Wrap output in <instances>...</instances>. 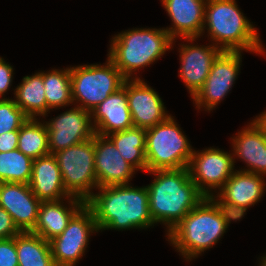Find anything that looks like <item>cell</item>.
Here are the masks:
<instances>
[{"mask_svg":"<svg viewBox=\"0 0 266 266\" xmlns=\"http://www.w3.org/2000/svg\"><path fill=\"white\" fill-rule=\"evenodd\" d=\"M86 201L93 211L98 230L147 229L154 226L149 213L147 186L130 184L98 187Z\"/></svg>","mask_w":266,"mask_h":266,"instance_id":"6da1fadb","label":"cell"},{"mask_svg":"<svg viewBox=\"0 0 266 266\" xmlns=\"http://www.w3.org/2000/svg\"><path fill=\"white\" fill-rule=\"evenodd\" d=\"M155 179L147 190L149 213L166 225L167 234L205 197L191 180L188 168L149 171Z\"/></svg>","mask_w":266,"mask_h":266,"instance_id":"7a4b0ae2","label":"cell"},{"mask_svg":"<svg viewBox=\"0 0 266 266\" xmlns=\"http://www.w3.org/2000/svg\"><path fill=\"white\" fill-rule=\"evenodd\" d=\"M240 11L236 0H207L204 25L210 41L222 51L266 53L256 27Z\"/></svg>","mask_w":266,"mask_h":266,"instance_id":"3957f363","label":"cell"},{"mask_svg":"<svg viewBox=\"0 0 266 266\" xmlns=\"http://www.w3.org/2000/svg\"><path fill=\"white\" fill-rule=\"evenodd\" d=\"M110 45L108 57L122 75L126 79H140L135 73L172 49L174 40L164 28H133L114 35Z\"/></svg>","mask_w":266,"mask_h":266,"instance_id":"277c9868","label":"cell"},{"mask_svg":"<svg viewBox=\"0 0 266 266\" xmlns=\"http://www.w3.org/2000/svg\"><path fill=\"white\" fill-rule=\"evenodd\" d=\"M227 225L215 204L208 198L193 208L167 234L174 248L187 261L212 248L222 238Z\"/></svg>","mask_w":266,"mask_h":266,"instance_id":"5b68a950","label":"cell"},{"mask_svg":"<svg viewBox=\"0 0 266 266\" xmlns=\"http://www.w3.org/2000/svg\"><path fill=\"white\" fill-rule=\"evenodd\" d=\"M181 130L172 115L146 129L147 172L188 168L194 149Z\"/></svg>","mask_w":266,"mask_h":266,"instance_id":"8992f818","label":"cell"},{"mask_svg":"<svg viewBox=\"0 0 266 266\" xmlns=\"http://www.w3.org/2000/svg\"><path fill=\"white\" fill-rule=\"evenodd\" d=\"M107 58L104 65L85 64L70 67L73 104L77 102L78 107L91 112L110 94L123 87L126 78L113 61Z\"/></svg>","mask_w":266,"mask_h":266,"instance_id":"52a82bcc","label":"cell"},{"mask_svg":"<svg viewBox=\"0 0 266 266\" xmlns=\"http://www.w3.org/2000/svg\"><path fill=\"white\" fill-rule=\"evenodd\" d=\"M66 191L85 202L98 188L95 173L94 137L55 154ZM96 188V189H95Z\"/></svg>","mask_w":266,"mask_h":266,"instance_id":"ba28073f","label":"cell"},{"mask_svg":"<svg viewBox=\"0 0 266 266\" xmlns=\"http://www.w3.org/2000/svg\"><path fill=\"white\" fill-rule=\"evenodd\" d=\"M99 232L93 211L85 204L69 221L67 228L49 241L56 266H75L85 254L92 233Z\"/></svg>","mask_w":266,"mask_h":266,"instance_id":"9c48e42d","label":"cell"},{"mask_svg":"<svg viewBox=\"0 0 266 266\" xmlns=\"http://www.w3.org/2000/svg\"><path fill=\"white\" fill-rule=\"evenodd\" d=\"M235 160L233 153L214 147L203 149L201 152L193 150L188 166L191 180L205 197L212 192L217 193L236 171Z\"/></svg>","mask_w":266,"mask_h":266,"instance_id":"30bf717a","label":"cell"},{"mask_svg":"<svg viewBox=\"0 0 266 266\" xmlns=\"http://www.w3.org/2000/svg\"><path fill=\"white\" fill-rule=\"evenodd\" d=\"M241 51H222L212 64L203 87L192 98L197 109L212 111L230 92L240 72Z\"/></svg>","mask_w":266,"mask_h":266,"instance_id":"8fae6325","label":"cell"},{"mask_svg":"<svg viewBox=\"0 0 266 266\" xmlns=\"http://www.w3.org/2000/svg\"><path fill=\"white\" fill-rule=\"evenodd\" d=\"M45 124L50 154L92 139L95 135L91 112L78 106L71 107L57 117L45 121Z\"/></svg>","mask_w":266,"mask_h":266,"instance_id":"7c38bea8","label":"cell"},{"mask_svg":"<svg viewBox=\"0 0 266 266\" xmlns=\"http://www.w3.org/2000/svg\"><path fill=\"white\" fill-rule=\"evenodd\" d=\"M126 92L134 127L149 129L170 116L160 95L141 78L126 79Z\"/></svg>","mask_w":266,"mask_h":266,"instance_id":"4fadbf2b","label":"cell"},{"mask_svg":"<svg viewBox=\"0 0 266 266\" xmlns=\"http://www.w3.org/2000/svg\"><path fill=\"white\" fill-rule=\"evenodd\" d=\"M189 44H180V70L179 77L189 90L192 98L203 87L207 76L210 73L212 64L222 50L213 44L194 45L197 38H181ZM193 43V45H191Z\"/></svg>","mask_w":266,"mask_h":266,"instance_id":"5bb4252c","label":"cell"},{"mask_svg":"<svg viewBox=\"0 0 266 266\" xmlns=\"http://www.w3.org/2000/svg\"><path fill=\"white\" fill-rule=\"evenodd\" d=\"M95 173L98 187L130 184L135 171L107 137L94 135Z\"/></svg>","mask_w":266,"mask_h":266,"instance_id":"9a60e30c","label":"cell"},{"mask_svg":"<svg viewBox=\"0 0 266 266\" xmlns=\"http://www.w3.org/2000/svg\"><path fill=\"white\" fill-rule=\"evenodd\" d=\"M40 203L29 184L0 182V207L10 214L21 232L34 229Z\"/></svg>","mask_w":266,"mask_h":266,"instance_id":"2e32d148","label":"cell"},{"mask_svg":"<svg viewBox=\"0 0 266 266\" xmlns=\"http://www.w3.org/2000/svg\"><path fill=\"white\" fill-rule=\"evenodd\" d=\"M206 1L161 0L173 22L171 27L164 29L174 41L179 37L199 39L202 36Z\"/></svg>","mask_w":266,"mask_h":266,"instance_id":"e0dca14e","label":"cell"},{"mask_svg":"<svg viewBox=\"0 0 266 266\" xmlns=\"http://www.w3.org/2000/svg\"><path fill=\"white\" fill-rule=\"evenodd\" d=\"M91 118L95 134L101 136L134 127L127 102L126 80L122 88L91 111Z\"/></svg>","mask_w":266,"mask_h":266,"instance_id":"ac0fdd59","label":"cell"},{"mask_svg":"<svg viewBox=\"0 0 266 266\" xmlns=\"http://www.w3.org/2000/svg\"><path fill=\"white\" fill-rule=\"evenodd\" d=\"M65 200L69 202V207L64 205ZM85 204L84 200L74 196L57 201H41L37 223L31 232L49 242L67 228L69 221Z\"/></svg>","mask_w":266,"mask_h":266,"instance_id":"d6986e66","label":"cell"},{"mask_svg":"<svg viewBox=\"0 0 266 266\" xmlns=\"http://www.w3.org/2000/svg\"><path fill=\"white\" fill-rule=\"evenodd\" d=\"M30 189L40 201H57L71 197L66 191L54 154L33 159Z\"/></svg>","mask_w":266,"mask_h":266,"instance_id":"ffe728a7","label":"cell"},{"mask_svg":"<svg viewBox=\"0 0 266 266\" xmlns=\"http://www.w3.org/2000/svg\"><path fill=\"white\" fill-rule=\"evenodd\" d=\"M232 138L233 157L242 159L248 169H239L257 175H266V135L254 123H249Z\"/></svg>","mask_w":266,"mask_h":266,"instance_id":"44dd1931","label":"cell"},{"mask_svg":"<svg viewBox=\"0 0 266 266\" xmlns=\"http://www.w3.org/2000/svg\"><path fill=\"white\" fill-rule=\"evenodd\" d=\"M264 177L236 170L217 193L226 202L248 209L264 196L266 190Z\"/></svg>","mask_w":266,"mask_h":266,"instance_id":"7402d4cb","label":"cell"},{"mask_svg":"<svg viewBox=\"0 0 266 266\" xmlns=\"http://www.w3.org/2000/svg\"><path fill=\"white\" fill-rule=\"evenodd\" d=\"M14 101L28 118L47 115L43 72L25 76L14 90Z\"/></svg>","mask_w":266,"mask_h":266,"instance_id":"603a6c76","label":"cell"},{"mask_svg":"<svg viewBox=\"0 0 266 266\" xmlns=\"http://www.w3.org/2000/svg\"><path fill=\"white\" fill-rule=\"evenodd\" d=\"M119 150L125 161L136 170L147 172L146 129L132 127L107 135Z\"/></svg>","mask_w":266,"mask_h":266,"instance_id":"cb8c5ba5","label":"cell"},{"mask_svg":"<svg viewBox=\"0 0 266 266\" xmlns=\"http://www.w3.org/2000/svg\"><path fill=\"white\" fill-rule=\"evenodd\" d=\"M18 266H56L50 243L31 231L15 236Z\"/></svg>","mask_w":266,"mask_h":266,"instance_id":"d4e9b609","label":"cell"},{"mask_svg":"<svg viewBox=\"0 0 266 266\" xmlns=\"http://www.w3.org/2000/svg\"><path fill=\"white\" fill-rule=\"evenodd\" d=\"M45 98L47 102V114L49 110L60 109L73 105L70 68L52 69L46 73L43 71Z\"/></svg>","mask_w":266,"mask_h":266,"instance_id":"484cf974","label":"cell"},{"mask_svg":"<svg viewBox=\"0 0 266 266\" xmlns=\"http://www.w3.org/2000/svg\"><path fill=\"white\" fill-rule=\"evenodd\" d=\"M37 119L28 118L19 129L18 136L17 149L32 159L50 154L47 126Z\"/></svg>","mask_w":266,"mask_h":266,"instance_id":"4316f807","label":"cell"},{"mask_svg":"<svg viewBox=\"0 0 266 266\" xmlns=\"http://www.w3.org/2000/svg\"><path fill=\"white\" fill-rule=\"evenodd\" d=\"M33 159L18 149L0 152V182L29 184Z\"/></svg>","mask_w":266,"mask_h":266,"instance_id":"83f0119b","label":"cell"},{"mask_svg":"<svg viewBox=\"0 0 266 266\" xmlns=\"http://www.w3.org/2000/svg\"><path fill=\"white\" fill-rule=\"evenodd\" d=\"M27 119L14 99H0V134L19 130Z\"/></svg>","mask_w":266,"mask_h":266,"instance_id":"f1b7e54d","label":"cell"},{"mask_svg":"<svg viewBox=\"0 0 266 266\" xmlns=\"http://www.w3.org/2000/svg\"><path fill=\"white\" fill-rule=\"evenodd\" d=\"M217 195V196H216ZM212 193L208 198L215 204L221 217L226 222L227 228L231 221H239L246 214L247 208L231 204L223 200L218 194ZM216 198V199H215Z\"/></svg>","mask_w":266,"mask_h":266,"instance_id":"f546056e","label":"cell"},{"mask_svg":"<svg viewBox=\"0 0 266 266\" xmlns=\"http://www.w3.org/2000/svg\"><path fill=\"white\" fill-rule=\"evenodd\" d=\"M0 266H18L15 237L0 239Z\"/></svg>","mask_w":266,"mask_h":266,"instance_id":"4dcf8cb0","label":"cell"},{"mask_svg":"<svg viewBox=\"0 0 266 266\" xmlns=\"http://www.w3.org/2000/svg\"><path fill=\"white\" fill-rule=\"evenodd\" d=\"M20 232L10 214L0 207V239L15 237Z\"/></svg>","mask_w":266,"mask_h":266,"instance_id":"1f68e13d","label":"cell"},{"mask_svg":"<svg viewBox=\"0 0 266 266\" xmlns=\"http://www.w3.org/2000/svg\"><path fill=\"white\" fill-rule=\"evenodd\" d=\"M13 71V66L0 57V99H5L4 95L11 87Z\"/></svg>","mask_w":266,"mask_h":266,"instance_id":"d6a6232c","label":"cell"},{"mask_svg":"<svg viewBox=\"0 0 266 266\" xmlns=\"http://www.w3.org/2000/svg\"><path fill=\"white\" fill-rule=\"evenodd\" d=\"M19 130L0 134V152H9L17 149Z\"/></svg>","mask_w":266,"mask_h":266,"instance_id":"836d02e7","label":"cell"},{"mask_svg":"<svg viewBox=\"0 0 266 266\" xmlns=\"http://www.w3.org/2000/svg\"><path fill=\"white\" fill-rule=\"evenodd\" d=\"M265 111L262 112V114H260L259 116H256L255 119H253V121L266 135V112Z\"/></svg>","mask_w":266,"mask_h":266,"instance_id":"e575fe53","label":"cell"},{"mask_svg":"<svg viewBox=\"0 0 266 266\" xmlns=\"http://www.w3.org/2000/svg\"><path fill=\"white\" fill-rule=\"evenodd\" d=\"M260 259L261 260L259 261L260 262L259 266H266V255L265 256L263 255Z\"/></svg>","mask_w":266,"mask_h":266,"instance_id":"d590c367","label":"cell"}]
</instances>
